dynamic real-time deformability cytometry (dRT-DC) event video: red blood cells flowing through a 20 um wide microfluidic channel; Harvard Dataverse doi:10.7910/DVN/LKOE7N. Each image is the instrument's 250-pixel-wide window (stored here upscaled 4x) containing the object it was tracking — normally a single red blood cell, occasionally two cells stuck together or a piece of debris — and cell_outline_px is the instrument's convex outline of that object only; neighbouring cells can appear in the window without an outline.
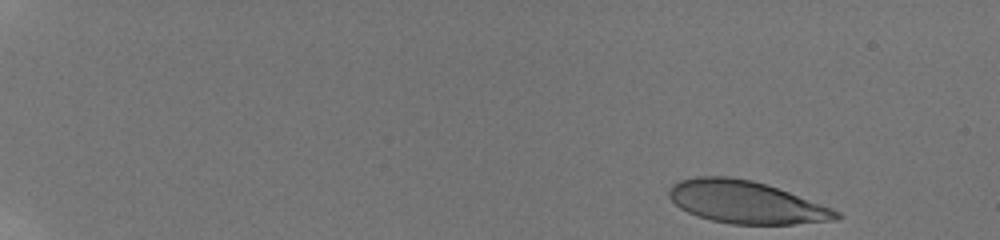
{"species": "human", "species_latin": "Homo sapiens", "temperature_condition": "room temperature", "stored_images_in_passage": 48, "camera_frame_rate_fps": 3000, "um_per_image_px": 0.085, "donor": {"sex": "male"}, "frame": {"image": 1, "passage_image": 1, "time_ms": 0.0, "image_size_px": [1000, 240], "cell_outline_px": [[844, 216], [836, 220], [792, 224], [732, 224], [712, 220], [696, 216], [680, 208], [668, 196], [668, 188], [672, 184], [680, 180], [696, 176], [728, 176], [752, 180], [768, 184], [832, 208], [840, 212]], "centroid_in_image_um": [63.4, 17.18], "position_along_channel_um": 21.6, "area_um2": 41.56}}
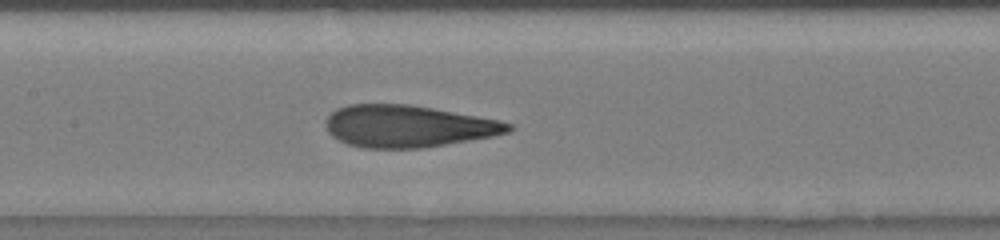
{"frame": {"image": 2, "passage_image": 26, "time_ms": 8.333, "image_size_px": [1000, 240], "cell_outline_px": [[512, 128], [508, 132], [492, 136], [420, 148], [364, 148], [348, 144], [332, 136], [328, 132], [324, 124], [328, 116], [336, 108], [348, 104], [408, 104], [432, 108], [500, 120], [512, 124]], "centroid_in_image_um": [34.63, 10.72], "position_along_channel_um": 172.8, "area_um2": 44.45}}
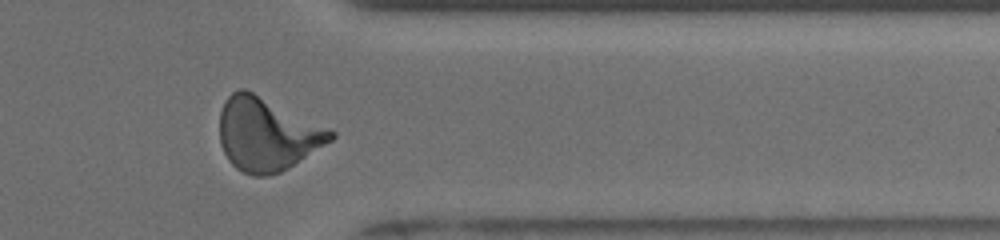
{"frame": {"image": 3, "passage_image": 43, "time_ms": 14.0, "image_size_px": [1000, 240], "cell_outline_px": [[336, 136], [332, 140], [288, 168], [280, 172], [268, 176], [252, 176], [236, 168], [228, 160], [220, 144], [220, 112], [224, 100], [232, 92], [240, 88], [244, 88], [328, 128], [336, 132]], "centroid_in_image_um": [22.66, 11.42], "position_along_channel_um": 388.7, "area_um2": 46.93}, "authors_computed_cell_mechanics": {"area_um2": 44.0725, "velocity_mm_per_s": 3.8592, "shape_relaxation_time_tau1_ms": 5.8128, "shape_relaxation_time_tau2_ms": 0.9036, "deformation_change_tau1": 0.2273, "deformation_change_tau2": 0.0889}}